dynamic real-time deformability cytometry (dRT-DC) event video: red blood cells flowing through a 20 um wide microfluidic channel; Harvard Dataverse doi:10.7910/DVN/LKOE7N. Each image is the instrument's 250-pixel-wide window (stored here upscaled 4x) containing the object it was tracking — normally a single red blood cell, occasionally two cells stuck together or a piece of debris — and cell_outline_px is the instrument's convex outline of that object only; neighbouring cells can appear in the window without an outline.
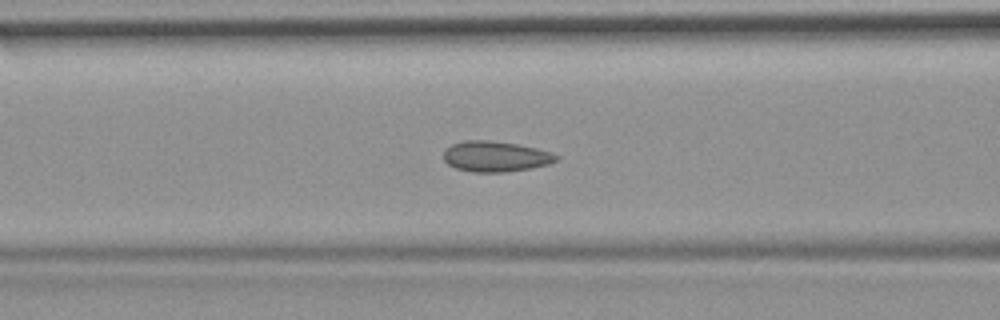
{"species": "common noctule bat (a hibernating species)", "species_latin": "Nyctalus noctula", "temperature_condition": "room temperature", "stored_images_in_passage": 34, "camera_frame_rate_fps": 3000, "um_per_image_px": 0.085, "animal": {"sex": "female", "body_mass_g": 19.9}, "frame": {"image": 1, "passage_image": 10, "time_ms": 3.0, "image_size_px": [1000, 320], "cell_outline_px": [[560, 156], [556, 160], [548, 164], [532, 168], [504, 172], [472, 172], [456, 168], [448, 164], [444, 160], [444, 148], [452, 144], [464, 140], [488, 140], [516, 144], [536, 148], [552, 152]], "centroid_in_image_um": [42.1, 13.29], "position_along_channel_um": 124.5, "area_um2": 20.11}}
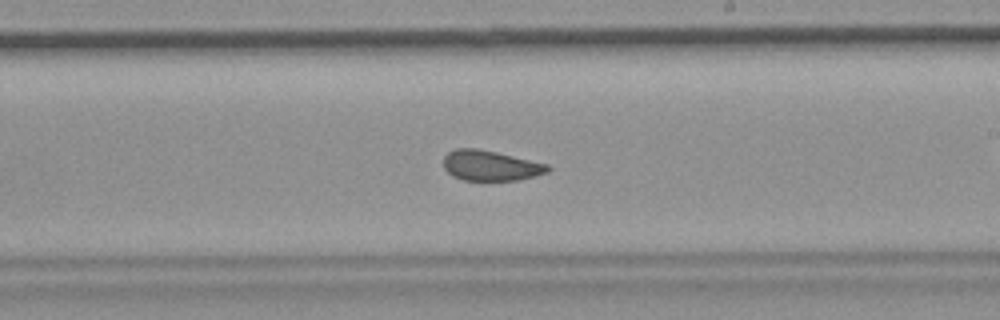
{"frame": {"image": 2, "passage_image": 20, "time_ms": 6.333, "image_size_px": [1000, 320], "cell_outline_px": [[552, 168], [548, 172], [520, 180], [464, 180], [452, 176], [444, 168], [444, 156], [448, 152], [456, 148], [476, 148], [496, 152], [548, 164]], "centroid_in_image_um": [41.7, 14.07], "position_along_channel_um": 247.3, "area_um2": 18.38}, "authors_computed_cell_mechanics": {"area_um2": 19.2474, "velocity_mm_per_s": 3.6957, "shape_relaxation_time_tau1_ms": null, "shape_relaxation_time_tau2_ms": 1.3723, "deformation_change_tau1": null, "deformation_change_tau2": 0.0675}}